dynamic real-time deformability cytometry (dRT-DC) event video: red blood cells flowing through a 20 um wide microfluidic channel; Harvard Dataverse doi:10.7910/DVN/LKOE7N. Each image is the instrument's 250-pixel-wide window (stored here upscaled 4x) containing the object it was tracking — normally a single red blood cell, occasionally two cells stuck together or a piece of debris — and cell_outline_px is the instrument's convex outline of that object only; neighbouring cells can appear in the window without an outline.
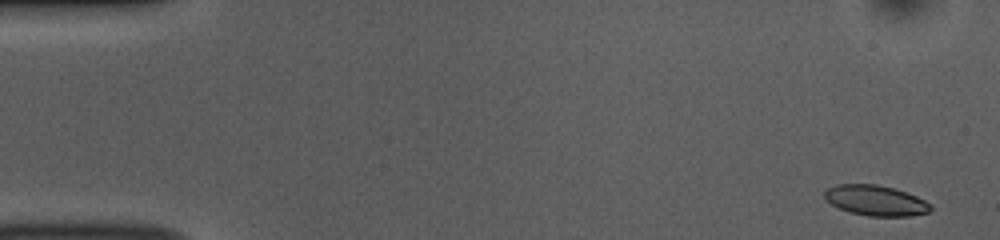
{"species": "common noctule bat (a hibernating species)", "species_latin": "Nyctalus noctula", "temperature_condition": "room temperature", "stored_images_in_passage": 51, "camera_frame_rate_fps": 3000, "um_per_image_px": 0.085, "animal": {"sex": "female", "body_mass_g": 10.0, "forearm_length_mm": 53.1}, "frame": {"image": 1, "passage_image": 2, "time_ms": 0.333, "image_size_px": [1000, 240], "cell_outline_px": [[932, 208], [928, 212], [912, 216], [868, 216], [848, 212], [832, 204], [824, 196], [824, 192], [828, 188], [836, 184], [876, 184], [892, 188], [916, 196], [932, 204]], "centroid_in_image_um": [74.44, 17.05], "position_along_channel_um": 10.6, "area_um2": 18.67}}
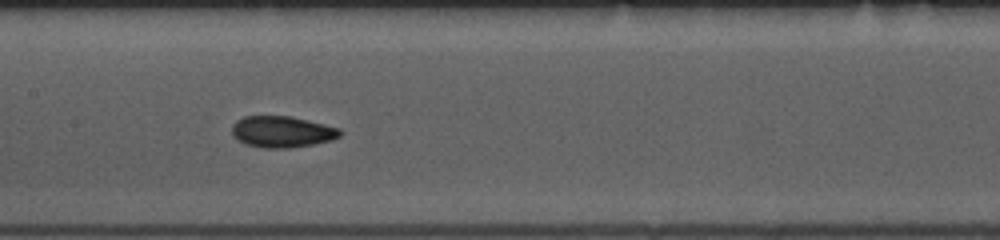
{"frame": {"image": 2, "passage_image": 25, "time_ms": 8.0, "image_size_px": [1000, 240], "cell_outline_px": [[344, 132], [340, 136], [332, 140], [312, 144], [288, 148], [260, 148], [244, 144], [236, 140], [232, 136], [232, 124], [236, 120], [244, 116], [292, 116], [340, 128]], "centroid_in_image_um": [23.95, 11.2], "position_along_channel_um": 183.5, "area_um2": 20.06}}
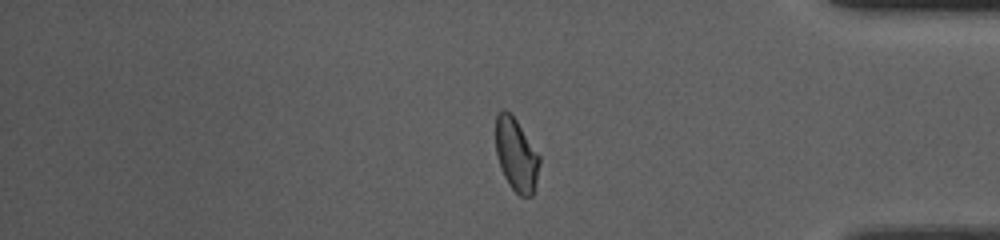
{"frame": {"image": 3, "passage_image": 43, "time_ms": 14.0, "image_size_px": [1000, 240], "cell_outline_px": [[540, 164], [532, 196], [520, 196], [508, 184], [504, 176], [496, 156], [496, 116], [504, 108], [516, 120], [540, 156]], "centroid_in_image_um": [43.87, 13.17], "position_along_channel_um": 391.3, "area_um2": 18.38}, "authors_computed_cell_mechanics": {"area_um2": 19.1318, "velocity_mm_per_s": 3.8575, "shape_relaxation_time_tau1_ms": 6.1, "shape_relaxation_time_tau2_ms": 3.1116, "deformation_change_tau1": 0.1249, "deformation_change_tau2": 0.0631}}